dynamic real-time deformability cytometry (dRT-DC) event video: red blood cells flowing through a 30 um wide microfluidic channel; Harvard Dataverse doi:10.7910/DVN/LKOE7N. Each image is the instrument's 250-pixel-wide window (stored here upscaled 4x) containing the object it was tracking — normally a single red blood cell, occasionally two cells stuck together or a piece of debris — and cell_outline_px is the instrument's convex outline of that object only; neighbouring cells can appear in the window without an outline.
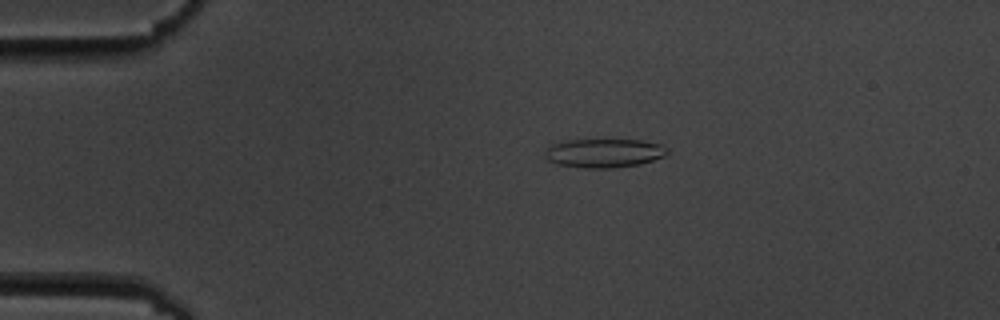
{"species": "common noctule bat (a hibernating species)", "species_latin": "Nyctalus noctula", "temperature_condition": "cold", "stored_images_in_passage": 56, "camera_frame_rate_fps": 3000, "um_per_image_px": 0.085, "animal": {"sex": "male", "body_mass_g": 19.5, "forearm_length_mm": 54.6}, "frame": {"image": 1, "passage_image": 12, "time_ms": 3.667, "image_size_px": [1000, 320], "cell_outline_px": [[668, 152], [664, 156], [640, 164], [612, 168], [580, 168], [556, 164], [548, 160], [544, 148], [560, 140], [640, 140], [660, 144], [668, 148]], "centroid_in_image_um": [51.3, 13.01], "position_along_channel_um": 33.7, "area_um2": 20.69}}
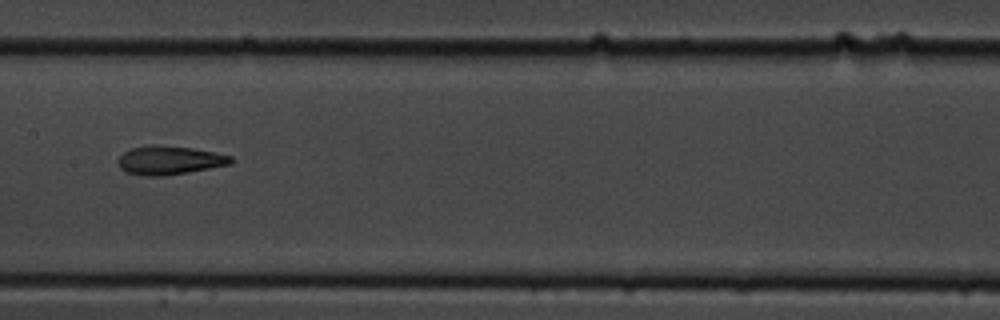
{"frame": {"image": 2, "passage_image": 29, "time_ms": 9.333, "image_size_px": [1000, 320], "cell_outline_px": [[236, 160], [232, 164], [188, 172], [164, 176], [148, 176], [124, 172], [120, 168], [120, 156], [124, 152], [132, 148], [152, 144], [192, 148], [216, 152], [232, 156]], "centroid_in_image_um": [14.46, 13.62], "position_along_channel_um": 192.9, "area_um2": 18.9}}
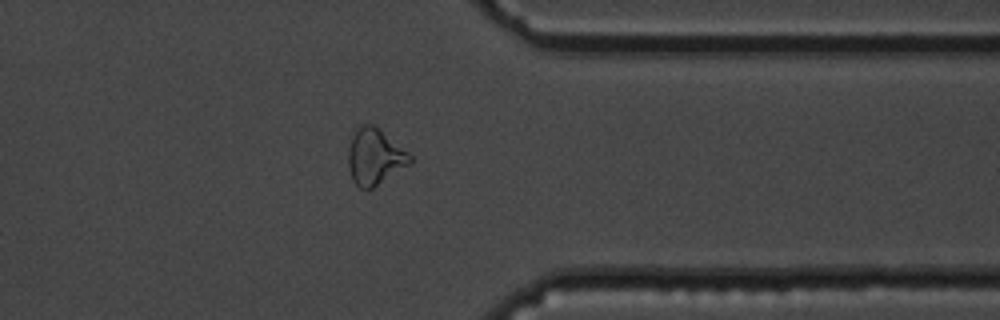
{"frame": {"image": 3, "passage_image": 45, "time_ms": 14.667, "image_size_px": [1000, 320], "cell_outline_px": [[412, 164], [372, 188], [360, 188], [352, 180], [348, 168], [348, 148], [352, 136], [364, 124], [372, 124], [408, 152], [412, 156]], "centroid_in_image_um": [31.86, 13.36], "position_along_channel_um": 379.5, "area_um2": 19.94}, "authors_computed_cell_mechanics": {"area_um2": 20.0855, "velocity_mm_per_s": 3.6166, "shape_relaxation_time_tau1_ms": null, "shape_relaxation_time_tau2_ms": 3.3831, "deformation_change_tau1": null, "deformation_change_tau2": 0.1157}}